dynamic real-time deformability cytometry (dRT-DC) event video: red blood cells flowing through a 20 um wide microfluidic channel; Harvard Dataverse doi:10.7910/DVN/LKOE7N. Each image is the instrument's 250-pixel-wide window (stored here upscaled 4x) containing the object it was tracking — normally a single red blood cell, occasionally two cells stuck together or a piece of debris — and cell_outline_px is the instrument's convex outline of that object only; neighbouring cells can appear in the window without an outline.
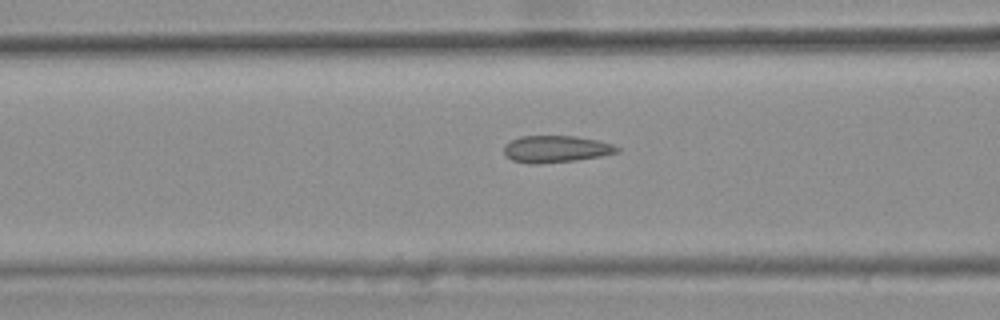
{"species": "common noctule bat (a hibernating species)", "species_latin": "Nyctalus noctula", "temperature_condition": "warm", "stored_images_in_passage": 14, "camera_frame_rate_fps": 3000, "um_per_image_px": 0.085, "animal": {"sex": "female", "body_mass_g": 25.1}, "frame": {"image": 1, "passage_image": 12, "time_ms": 3.667, "image_size_px": [1000, 320], "cell_outline_px": [[620, 152], [600, 156], [576, 160], [540, 164], [528, 164], [512, 160], [504, 152], [504, 144], [520, 136], [576, 136], [596, 140], [612, 144], [620, 148]], "centroid_in_image_um": [47.25, 12.67], "position_along_channel_um": 119.4, "area_um2": 17.74}}